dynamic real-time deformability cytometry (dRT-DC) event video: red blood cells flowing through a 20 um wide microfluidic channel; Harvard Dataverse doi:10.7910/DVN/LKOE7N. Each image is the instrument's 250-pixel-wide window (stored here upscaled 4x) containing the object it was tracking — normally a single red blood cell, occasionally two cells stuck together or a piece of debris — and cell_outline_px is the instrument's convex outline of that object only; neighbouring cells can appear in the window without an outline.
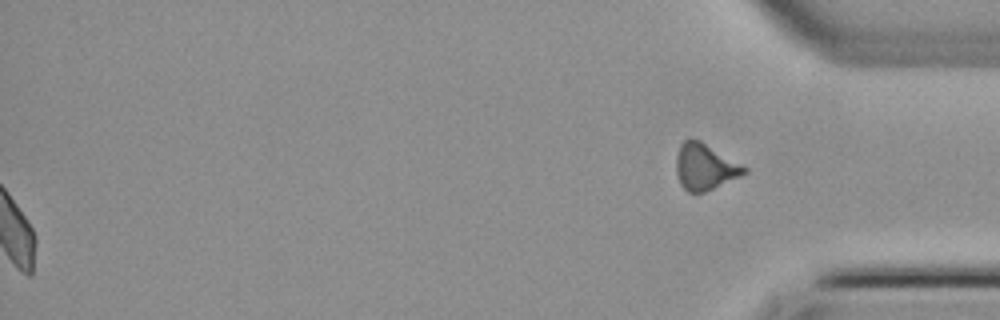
{"species": "common noctule bat (a hibernating species)", "species_latin": "Nyctalus noctula", "temperature_condition": "cold", "stored_images_in_passage": 47, "segment_of_instrument_passage": [2, 2], "camera_frame_rate_fps": 3000, "um_per_image_px": 0.085, "animal": {"sex": "female", "body_mass_g": 22.7, "forearm_length_mm": 54.2}, "frame": {"image": 1, "passage_image": 47, "time_ms": 15.333, "image_size_px": [1000, 320], "cell_outline_px": [[748, 172], [740, 176], [704, 192], [688, 192], [680, 184], [676, 172], [676, 156], [680, 144], [688, 136], [700, 140], [748, 168]], "centroid_in_image_um": [59.89, 14.15], "position_along_channel_um": 375.3, "area_um2": 18.32}}